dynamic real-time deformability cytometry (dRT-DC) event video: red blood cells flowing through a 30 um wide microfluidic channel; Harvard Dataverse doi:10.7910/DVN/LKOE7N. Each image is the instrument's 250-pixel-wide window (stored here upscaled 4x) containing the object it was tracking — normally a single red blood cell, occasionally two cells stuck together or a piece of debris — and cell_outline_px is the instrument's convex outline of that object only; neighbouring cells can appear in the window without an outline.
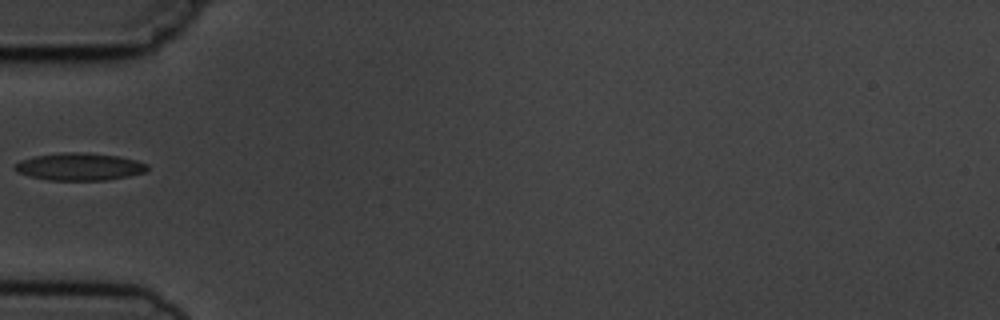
{"species": "common noctule bat (a hibernating species)", "species_latin": "Nyctalus noctula", "temperature_condition": "cold", "stored_images_in_passage": 2, "camera_frame_rate_fps": 3000, "um_per_image_px": 0.085, "animal": {"sex": "male", "body_mass_g": 19.5, "forearm_length_mm": 54.6}, "frame": {"image": 1, "passage_image": 2, "time_ms": 1.0, "image_size_px": [1000, 320], "cell_outline_px": [[148, 168], [144, 172], [128, 176], [108, 180], [48, 180], [28, 176], [12, 168], [20, 160], [32, 156], [60, 152], [88, 152], [120, 156], [136, 160], [148, 164]], "centroid_in_image_um": [6.75, 14.15], "position_along_channel_um": 78.3, "area_um2": 21.39}}